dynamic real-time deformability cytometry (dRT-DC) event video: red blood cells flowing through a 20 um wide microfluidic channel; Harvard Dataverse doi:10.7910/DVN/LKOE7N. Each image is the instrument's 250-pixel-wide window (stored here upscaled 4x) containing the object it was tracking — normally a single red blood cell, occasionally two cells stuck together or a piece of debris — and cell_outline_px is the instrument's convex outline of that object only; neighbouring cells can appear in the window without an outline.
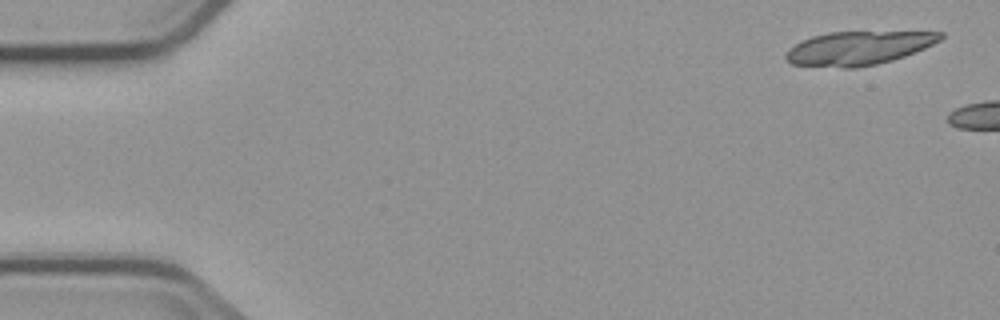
{"species": "common noctule bat (a hibernating species)", "species_latin": "Nyctalus noctula", "temperature_condition": "cold", "stored_images_in_passage": 2, "camera_frame_rate_fps": 3000, "um_per_image_px": 0.085, "animal": {"sex": "male", "body_mass_g": 23.1, "forearm_length_mm": 52.7}, "frame": {"image": 1, "passage_image": 1, "time_ms": 0.0, "image_size_px": [1000, 320], "cell_outline_px": [[944, 36], [940, 40], [924, 48], [904, 56], [892, 60], [876, 64], [856, 68], [840, 68], [792, 64], [784, 56], [788, 48], [812, 36], [828, 32], [944, 32]], "centroid_in_image_um": [72.94, 4.09], "position_along_channel_um": 12.1, "area_um2": 30.11}}